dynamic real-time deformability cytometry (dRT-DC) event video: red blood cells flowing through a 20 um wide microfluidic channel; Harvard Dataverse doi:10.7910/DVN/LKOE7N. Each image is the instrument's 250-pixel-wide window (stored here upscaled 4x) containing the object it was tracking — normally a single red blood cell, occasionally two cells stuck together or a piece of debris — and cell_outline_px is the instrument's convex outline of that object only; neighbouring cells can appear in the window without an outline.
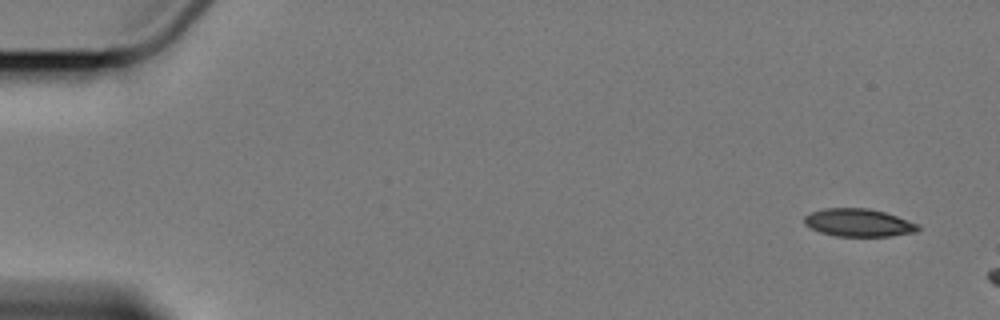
{"species": "Egyptian fruit bat (a non-hibernating species)", "species_latin": "Rousettus aegyptiacus", "temperature_condition": "cold", "stored_images_in_passage": 4, "camera_frame_rate_fps": 3000, "um_per_image_px": 0.085, "animal": {"sex": "female"}, "frame": {"image": 1, "passage_image": 1, "time_ms": 0.0, "image_size_px": [1000, 320], "cell_outline_px": [[920, 228], [916, 232], [892, 236], [836, 236], [820, 232], [804, 224], [804, 216], [812, 212], [824, 208], [868, 208], [884, 212], [920, 224]], "centroid_in_image_um": [72.99, 18.93], "position_along_channel_um": 12.0, "area_um2": 18.44}}